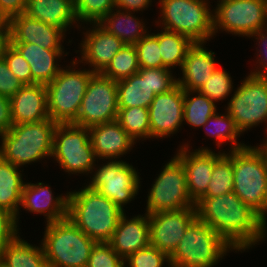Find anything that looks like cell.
Returning <instances> with one entry per match:
<instances>
[{
	"mask_svg": "<svg viewBox=\"0 0 267 267\" xmlns=\"http://www.w3.org/2000/svg\"><path fill=\"white\" fill-rule=\"evenodd\" d=\"M195 209L197 218L216 231L235 252L250 249L267 237L257 212L234 192L201 198Z\"/></svg>",
	"mask_w": 267,
	"mask_h": 267,
	"instance_id": "6da1fadb",
	"label": "cell"
},
{
	"mask_svg": "<svg viewBox=\"0 0 267 267\" xmlns=\"http://www.w3.org/2000/svg\"><path fill=\"white\" fill-rule=\"evenodd\" d=\"M79 190L68 192L67 217L96 243L109 242L125 211L87 185Z\"/></svg>",
	"mask_w": 267,
	"mask_h": 267,
	"instance_id": "7a4b0ae2",
	"label": "cell"
},
{
	"mask_svg": "<svg viewBox=\"0 0 267 267\" xmlns=\"http://www.w3.org/2000/svg\"><path fill=\"white\" fill-rule=\"evenodd\" d=\"M56 125L51 118L13 125L8 132L0 135V156L20 168L51 157Z\"/></svg>",
	"mask_w": 267,
	"mask_h": 267,
	"instance_id": "3957f363",
	"label": "cell"
},
{
	"mask_svg": "<svg viewBox=\"0 0 267 267\" xmlns=\"http://www.w3.org/2000/svg\"><path fill=\"white\" fill-rule=\"evenodd\" d=\"M95 243L68 217L46 223L41 241L48 267H86Z\"/></svg>",
	"mask_w": 267,
	"mask_h": 267,
	"instance_id": "277c9868",
	"label": "cell"
},
{
	"mask_svg": "<svg viewBox=\"0 0 267 267\" xmlns=\"http://www.w3.org/2000/svg\"><path fill=\"white\" fill-rule=\"evenodd\" d=\"M159 5L161 19L155 23L162 29L182 34L193 43H206L214 37L208 0H159Z\"/></svg>",
	"mask_w": 267,
	"mask_h": 267,
	"instance_id": "5b68a950",
	"label": "cell"
},
{
	"mask_svg": "<svg viewBox=\"0 0 267 267\" xmlns=\"http://www.w3.org/2000/svg\"><path fill=\"white\" fill-rule=\"evenodd\" d=\"M233 250L216 231L196 218L169 256V261L174 267H214Z\"/></svg>",
	"mask_w": 267,
	"mask_h": 267,
	"instance_id": "8992f818",
	"label": "cell"
},
{
	"mask_svg": "<svg viewBox=\"0 0 267 267\" xmlns=\"http://www.w3.org/2000/svg\"><path fill=\"white\" fill-rule=\"evenodd\" d=\"M71 63L45 85L48 114L57 124L73 123L77 119L89 80L95 74L89 69L76 70L79 62L75 59Z\"/></svg>",
	"mask_w": 267,
	"mask_h": 267,
	"instance_id": "52a82bcc",
	"label": "cell"
},
{
	"mask_svg": "<svg viewBox=\"0 0 267 267\" xmlns=\"http://www.w3.org/2000/svg\"><path fill=\"white\" fill-rule=\"evenodd\" d=\"M60 168L69 174H93L96 154L89 129L72 123L57 124L53 132L52 155Z\"/></svg>",
	"mask_w": 267,
	"mask_h": 267,
	"instance_id": "ba28073f",
	"label": "cell"
},
{
	"mask_svg": "<svg viewBox=\"0 0 267 267\" xmlns=\"http://www.w3.org/2000/svg\"><path fill=\"white\" fill-rule=\"evenodd\" d=\"M233 192L258 212L267 188V167L255 146L233 150Z\"/></svg>",
	"mask_w": 267,
	"mask_h": 267,
	"instance_id": "9c48e42d",
	"label": "cell"
},
{
	"mask_svg": "<svg viewBox=\"0 0 267 267\" xmlns=\"http://www.w3.org/2000/svg\"><path fill=\"white\" fill-rule=\"evenodd\" d=\"M163 167L147 194L146 213L195 208L188 194L182 162L174 155Z\"/></svg>",
	"mask_w": 267,
	"mask_h": 267,
	"instance_id": "30bf717a",
	"label": "cell"
},
{
	"mask_svg": "<svg viewBox=\"0 0 267 267\" xmlns=\"http://www.w3.org/2000/svg\"><path fill=\"white\" fill-rule=\"evenodd\" d=\"M213 10L214 36L218 30L249 37L267 28V0H219Z\"/></svg>",
	"mask_w": 267,
	"mask_h": 267,
	"instance_id": "8fae6325",
	"label": "cell"
},
{
	"mask_svg": "<svg viewBox=\"0 0 267 267\" xmlns=\"http://www.w3.org/2000/svg\"><path fill=\"white\" fill-rule=\"evenodd\" d=\"M225 109L241 134L267 122V79L249 74L234 90ZM267 130V129H266Z\"/></svg>",
	"mask_w": 267,
	"mask_h": 267,
	"instance_id": "7c38bea8",
	"label": "cell"
},
{
	"mask_svg": "<svg viewBox=\"0 0 267 267\" xmlns=\"http://www.w3.org/2000/svg\"><path fill=\"white\" fill-rule=\"evenodd\" d=\"M95 166L94 174L87 184L118 205L123 211L124 205L130 203L139 192L140 177L133 165L123 160H108Z\"/></svg>",
	"mask_w": 267,
	"mask_h": 267,
	"instance_id": "4fadbf2b",
	"label": "cell"
},
{
	"mask_svg": "<svg viewBox=\"0 0 267 267\" xmlns=\"http://www.w3.org/2000/svg\"><path fill=\"white\" fill-rule=\"evenodd\" d=\"M117 81L95 73L89 80L77 119L79 127H92L117 119Z\"/></svg>",
	"mask_w": 267,
	"mask_h": 267,
	"instance_id": "5bb4252c",
	"label": "cell"
},
{
	"mask_svg": "<svg viewBox=\"0 0 267 267\" xmlns=\"http://www.w3.org/2000/svg\"><path fill=\"white\" fill-rule=\"evenodd\" d=\"M149 215L150 245L170 256L188 226L197 218L195 208L160 211Z\"/></svg>",
	"mask_w": 267,
	"mask_h": 267,
	"instance_id": "9a60e30c",
	"label": "cell"
},
{
	"mask_svg": "<svg viewBox=\"0 0 267 267\" xmlns=\"http://www.w3.org/2000/svg\"><path fill=\"white\" fill-rule=\"evenodd\" d=\"M179 147L175 156L185 168L188 194L197 203L206 194L214 164L225 151L215 153L208 147H200L192 152L188 143Z\"/></svg>",
	"mask_w": 267,
	"mask_h": 267,
	"instance_id": "2e32d148",
	"label": "cell"
},
{
	"mask_svg": "<svg viewBox=\"0 0 267 267\" xmlns=\"http://www.w3.org/2000/svg\"><path fill=\"white\" fill-rule=\"evenodd\" d=\"M184 90L177 84L169 92L156 94L148 112L152 138L176 134L183 125Z\"/></svg>",
	"mask_w": 267,
	"mask_h": 267,
	"instance_id": "e0dca14e",
	"label": "cell"
},
{
	"mask_svg": "<svg viewBox=\"0 0 267 267\" xmlns=\"http://www.w3.org/2000/svg\"><path fill=\"white\" fill-rule=\"evenodd\" d=\"M92 24V29L84 32L85 38L80 43V63L89 64L92 71L101 73L111 62L112 58L125 44L115 35L109 33L99 23ZM85 61V62H84Z\"/></svg>",
	"mask_w": 267,
	"mask_h": 267,
	"instance_id": "ac0fdd59",
	"label": "cell"
},
{
	"mask_svg": "<svg viewBox=\"0 0 267 267\" xmlns=\"http://www.w3.org/2000/svg\"><path fill=\"white\" fill-rule=\"evenodd\" d=\"M11 43L36 44L48 50H64L65 32L55 26L30 18L25 13L9 20Z\"/></svg>",
	"mask_w": 267,
	"mask_h": 267,
	"instance_id": "d6986e66",
	"label": "cell"
},
{
	"mask_svg": "<svg viewBox=\"0 0 267 267\" xmlns=\"http://www.w3.org/2000/svg\"><path fill=\"white\" fill-rule=\"evenodd\" d=\"M92 148L97 159L117 160L132 150L135 140L117 120L89 127Z\"/></svg>",
	"mask_w": 267,
	"mask_h": 267,
	"instance_id": "ffe728a7",
	"label": "cell"
},
{
	"mask_svg": "<svg viewBox=\"0 0 267 267\" xmlns=\"http://www.w3.org/2000/svg\"><path fill=\"white\" fill-rule=\"evenodd\" d=\"M21 207L30 213L43 214L47 223L60 221L67 218L68 192L65 196L54 197L48 184L25 182Z\"/></svg>",
	"mask_w": 267,
	"mask_h": 267,
	"instance_id": "44dd1931",
	"label": "cell"
},
{
	"mask_svg": "<svg viewBox=\"0 0 267 267\" xmlns=\"http://www.w3.org/2000/svg\"><path fill=\"white\" fill-rule=\"evenodd\" d=\"M144 214V216L138 214L127 219L126 213H124L108 242L123 260L135 251L150 245L149 215Z\"/></svg>",
	"mask_w": 267,
	"mask_h": 267,
	"instance_id": "7402d4cb",
	"label": "cell"
},
{
	"mask_svg": "<svg viewBox=\"0 0 267 267\" xmlns=\"http://www.w3.org/2000/svg\"><path fill=\"white\" fill-rule=\"evenodd\" d=\"M13 125L35 123L49 117L45 84L24 85L11 98Z\"/></svg>",
	"mask_w": 267,
	"mask_h": 267,
	"instance_id": "603a6c76",
	"label": "cell"
},
{
	"mask_svg": "<svg viewBox=\"0 0 267 267\" xmlns=\"http://www.w3.org/2000/svg\"><path fill=\"white\" fill-rule=\"evenodd\" d=\"M204 44L194 43L187 50L181 68L182 77L177 79L184 91H198L219 67L214 61L215 52L207 50Z\"/></svg>",
	"mask_w": 267,
	"mask_h": 267,
	"instance_id": "cb8c5ba5",
	"label": "cell"
},
{
	"mask_svg": "<svg viewBox=\"0 0 267 267\" xmlns=\"http://www.w3.org/2000/svg\"><path fill=\"white\" fill-rule=\"evenodd\" d=\"M29 63L32 72V84H47L51 82L62 69L58 61L64 50H48L36 44L11 43Z\"/></svg>",
	"mask_w": 267,
	"mask_h": 267,
	"instance_id": "d4e9b609",
	"label": "cell"
},
{
	"mask_svg": "<svg viewBox=\"0 0 267 267\" xmlns=\"http://www.w3.org/2000/svg\"><path fill=\"white\" fill-rule=\"evenodd\" d=\"M24 13L30 18L60 28L65 33L73 24L79 27L74 0H28Z\"/></svg>",
	"mask_w": 267,
	"mask_h": 267,
	"instance_id": "484cf974",
	"label": "cell"
},
{
	"mask_svg": "<svg viewBox=\"0 0 267 267\" xmlns=\"http://www.w3.org/2000/svg\"><path fill=\"white\" fill-rule=\"evenodd\" d=\"M155 96L150 88L148 68H140L136 74L117 81L118 108H149Z\"/></svg>",
	"mask_w": 267,
	"mask_h": 267,
	"instance_id": "4316f807",
	"label": "cell"
},
{
	"mask_svg": "<svg viewBox=\"0 0 267 267\" xmlns=\"http://www.w3.org/2000/svg\"><path fill=\"white\" fill-rule=\"evenodd\" d=\"M132 14L134 13L114 8L99 24L125 45H135L149 31L146 29L145 23Z\"/></svg>",
	"mask_w": 267,
	"mask_h": 267,
	"instance_id": "83f0119b",
	"label": "cell"
},
{
	"mask_svg": "<svg viewBox=\"0 0 267 267\" xmlns=\"http://www.w3.org/2000/svg\"><path fill=\"white\" fill-rule=\"evenodd\" d=\"M0 156V208L8 210L16 217L18 225L21 196L25 182L23 170ZM18 217V218H17Z\"/></svg>",
	"mask_w": 267,
	"mask_h": 267,
	"instance_id": "f1b7e54d",
	"label": "cell"
},
{
	"mask_svg": "<svg viewBox=\"0 0 267 267\" xmlns=\"http://www.w3.org/2000/svg\"><path fill=\"white\" fill-rule=\"evenodd\" d=\"M0 265L3 267H48L42 244L34 246L19 235L2 248Z\"/></svg>",
	"mask_w": 267,
	"mask_h": 267,
	"instance_id": "f546056e",
	"label": "cell"
},
{
	"mask_svg": "<svg viewBox=\"0 0 267 267\" xmlns=\"http://www.w3.org/2000/svg\"><path fill=\"white\" fill-rule=\"evenodd\" d=\"M158 39L162 68L173 69L175 66L182 68L187 50L194 44L188 37L162 29L157 34L152 33Z\"/></svg>",
	"mask_w": 267,
	"mask_h": 267,
	"instance_id": "4dcf8cb0",
	"label": "cell"
},
{
	"mask_svg": "<svg viewBox=\"0 0 267 267\" xmlns=\"http://www.w3.org/2000/svg\"><path fill=\"white\" fill-rule=\"evenodd\" d=\"M216 107L215 102L199 91H184L183 121L191 127H203L210 116L217 112Z\"/></svg>",
	"mask_w": 267,
	"mask_h": 267,
	"instance_id": "1f68e13d",
	"label": "cell"
},
{
	"mask_svg": "<svg viewBox=\"0 0 267 267\" xmlns=\"http://www.w3.org/2000/svg\"><path fill=\"white\" fill-rule=\"evenodd\" d=\"M233 150L224 153L214 164L207 192L202 198L233 192Z\"/></svg>",
	"mask_w": 267,
	"mask_h": 267,
	"instance_id": "d6a6232c",
	"label": "cell"
},
{
	"mask_svg": "<svg viewBox=\"0 0 267 267\" xmlns=\"http://www.w3.org/2000/svg\"><path fill=\"white\" fill-rule=\"evenodd\" d=\"M116 120L136 142L151 138L148 108H119Z\"/></svg>",
	"mask_w": 267,
	"mask_h": 267,
	"instance_id": "836d02e7",
	"label": "cell"
},
{
	"mask_svg": "<svg viewBox=\"0 0 267 267\" xmlns=\"http://www.w3.org/2000/svg\"><path fill=\"white\" fill-rule=\"evenodd\" d=\"M210 123L212 124V126H214V128L212 127L214 130L210 129V127L207 128ZM203 127L204 129L206 128V130L208 129L206 134L215 139V143L218 148H220V146H222L224 143L228 142L231 143L230 151L241 149L247 146L244 143H239L237 141V137L240 136L241 132L237 129L234 120L231 118L227 111L222 115H219V113L216 112L214 115L210 116Z\"/></svg>",
	"mask_w": 267,
	"mask_h": 267,
	"instance_id": "e575fe53",
	"label": "cell"
},
{
	"mask_svg": "<svg viewBox=\"0 0 267 267\" xmlns=\"http://www.w3.org/2000/svg\"><path fill=\"white\" fill-rule=\"evenodd\" d=\"M138 54L135 45H125L112 58L108 66L101 72L107 78L119 81L139 71Z\"/></svg>",
	"mask_w": 267,
	"mask_h": 267,
	"instance_id": "d590c367",
	"label": "cell"
},
{
	"mask_svg": "<svg viewBox=\"0 0 267 267\" xmlns=\"http://www.w3.org/2000/svg\"><path fill=\"white\" fill-rule=\"evenodd\" d=\"M115 8L114 0H74L77 22L99 23Z\"/></svg>",
	"mask_w": 267,
	"mask_h": 267,
	"instance_id": "8d00e7d4",
	"label": "cell"
},
{
	"mask_svg": "<svg viewBox=\"0 0 267 267\" xmlns=\"http://www.w3.org/2000/svg\"><path fill=\"white\" fill-rule=\"evenodd\" d=\"M223 69L218 67L210 79L198 90L215 103L226 99L233 91L232 78Z\"/></svg>",
	"mask_w": 267,
	"mask_h": 267,
	"instance_id": "74e56055",
	"label": "cell"
},
{
	"mask_svg": "<svg viewBox=\"0 0 267 267\" xmlns=\"http://www.w3.org/2000/svg\"><path fill=\"white\" fill-rule=\"evenodd\" d=\"M140 68H162V57L158 39L148 33L135 44Z\"/></svg>",
	"mask_w": 267,
	"mask_h": 267,
	"instance_id": "f35d334b",
	"label": "cell"
},
{
	"mask_svg": "<svg viewBox=\"0 0 267 267\" xmlns=\"http://www.w3.org/2000/svg\"><path fill=\"white\" fill-rule=\"evenodd\" d=\"M125 267H163L164 262L170 267L169 256L157 247L147 246L139 249L124 260Z\"/></svg>",
	"mask_w": 267,
	"mask_h": 267,
	"instance_id": "ab89813d",
	"label": "cell"
},
{
	"mask_svg": "<svg viewBox=\"0 0 267 267\" xmlns=\"http://www.w3.org/2000/svg\"><path fill=\"white\" fill-rule=\"evenodd\" d=\"M86 267H125V262L108 242H97L91 250Z\"/></svg>",
	"mask_w": 267,
	"mask_h": 267,
	"instance_id": "60d3db41",
	"label": "cell"
},
{
	"mask_svg": "<svg viewBox=\"0 0 267 267\" xmlns=\"http://www.w3.org/2000/svg\"><path fill=\"white\" fill-rule=\"evenodd\" d=\"M10 71L23 85L32 84V72L29 63L22 57L19 51L10 44L3 56Z\"/></svg>",
	"mask_w": 267,
	"mask_h": 267,
	"instance_id": "b9f144b4",
	"label": "cell"
},
{
	"mask_svg": "<svg viewBox=\"0 0 267 267\" xmlns=\"http://www.w3.org/2000/svg\"><path fill=\"white\" fill-rule=\"evenodd\" d=\"M168 68H148L150 88L155 94L169 92L177 85V78Z\"/></svg>",
	"mask_w": 267,
	"mask_h": 267,
	"instance_id": "7bdbcfd3",
	"label": "cell"
},
{
	"mask_svg": "<svg viewBox=\"0 0 267 267\" xmlns=\"http://www.w3.org/2000/svg\"><path fill=\"white\" fill-rule=\"evenodd\" d=\"M17 225L16 217L8 210L0 208V253L2 248L13 241L19 234L20 228Z\"/></svg>",
	"mask_w": 267,
	"mask_h": 267,
	"instance_id": "ee69618b",
	"label": "cell"
},
{
	"mask_svg": "<svg viewBox=\"0 0 267 267\" xmlns=\"http://www.w3.org/2000/svg\"><path fill=\"white\" fill-rule=\"evenodd\" d=\"M24 85L10 71L4 58L0 59V95L11 98Z\"/></svg>",
	"mask_w": 267,
	"mask_h": 267,
	"instance_id": "f6af8a7d",
	"label": "cell"
},
{
	"mask_svg": "<svg viewBox=\"0 0 267 267\" xmlns=\"http://www.w3.org/2000/svg\"><path fill=\"white\" fill-rule=\"evenodd\" d=\"M250 37H254L255 39H257V41L259 40L258 46L260 45V47L262 46L264 48V50L258 49L256 54L258 56L256 57V63L259 64L257 65V67H255L256 69H253V71L250 72V74L267 79V28L254 32L249 36V38Z\"/></svg>",
	"mask_w": 267,
	"mask_h": 267,
	"instance_id": "bcb514c9",
	"label": "cell"
},
{
	"mask_svg": "<svg viewBox=\"0 0 267 267\" xmlns=\"http://www.w3.org/2000/svg\"><path fill=\"white\" fill-rule=\"evenodd\" d=\"M28 0H0V14L9 20L25 12Z\"/></svg>",
	"mask_w": 267,
	"mask_h": 267,
	"instance_id": "7dc6e473",
	"label": "cell"
},
{
	"mask_svg": "<svg viewBox=\"0 0 267 267\" xmlns=\"http://www.w3.org/2000/svg\"><path fill=\"white\" fill-rule=\"evenodd\" d=\"M13 126L10 98L0 95V135Z\"/></svg>",
	"mask_w": 267,
	"mask_h": 267,
	"instance_id": "c3c4849f",
	"label": "cell"
},
{
	"mask_svg": "<svg viewBox=\"0 0 267 267\" xmlns=\"http://www.w3.org/2000/svg\"><path fill=\"white\" fill-rule=\"evenodd\" d=\"M152 0H114L115 8L129 11L138 12L143 11L151 5Z\"/></svg>",
	"mask_w": 267,
	"mask_h": 267,
	"instance_id": "681fc988",
	"label": "cell"
},
{
	"mask_svg": "<svg viewBox=\"0 0 267 267\" xmlns=\"http://www.w3.org/2000/svg\"><path fill=\"white\" fill-rule=\"evenodd\" d=\"M11 44L10 25L6 20L0 26V59L3 58L7 47Z\"/></svg>",
	"mask_w": 267,
	"mask_h": 267,
	"instance_id": "f907efd6",
	"label": "cell"
},
{
	"mask_svg": "<svg viewBox=\"0 0 267 267\" xmlns=\"http://www.w3.org/2000/svg\"><path fill=\"white\" fill-rule=\"evenodd\" d=\"M258 214V218H259V221L261 223V225L265 228V230H267V188H266V193H265V200H264V203H263V206L262 208L257 212Z\"/></svg>",
	"mask_w": 267,
	"mask_h": 267,
	"instance_id": "816d5d0a",
	"label": "cell"
},
{
	"mask_svg": "<svg viewBox=\"0 0 267 267\" xmlns=\"http://www.w3.org/2000/svg\"><path fill=\"white\" fill-rule=\"evenodd\" d=\"M255 148L262 156V158L265 162V165L267 167V139L263 140V144H260L259 146L256 145Z\"/></svg>",
	"mask_w": 267,
	"mask_h": 267,
	"instance_id": "f5cc1de1",
	"label": "cell"
},
{
	"mask_svg": "<svg viewBox=\"0 0 267 267\" xmlns=\"http://www.w3.org/2000/svg\"><path fill=\"white\" fill-rule=\"evenodd\" d=\"M6 21V19L0 14V26Z\"/></svg>",
	"mask_w": 267,
	"mask_h": 267,
	"instance_id": "db71d44e",
	"label": "cell"
}]
</instances>
